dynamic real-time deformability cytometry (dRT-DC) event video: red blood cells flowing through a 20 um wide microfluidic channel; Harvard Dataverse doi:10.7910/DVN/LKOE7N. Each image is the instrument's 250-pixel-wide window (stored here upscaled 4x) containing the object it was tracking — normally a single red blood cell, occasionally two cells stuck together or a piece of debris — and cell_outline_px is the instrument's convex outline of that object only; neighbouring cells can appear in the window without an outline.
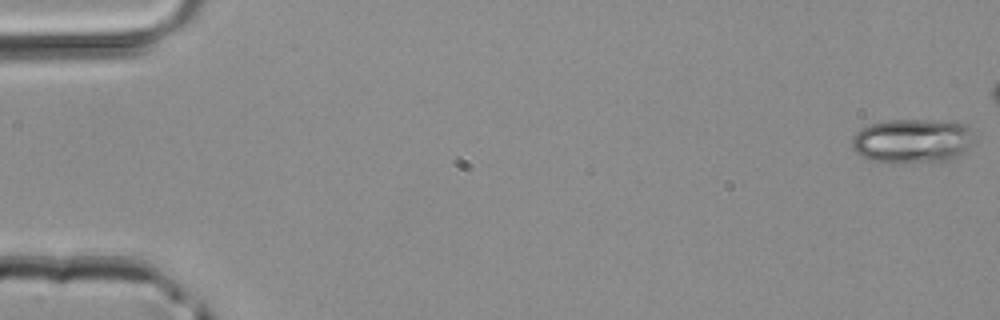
{"species": "common noctule bat (a hibernating species)", "species_latin": "Nyctalus noctula", "temperature_condition": "room temperature", "stored_images_in_passage": 4, "camera_frame_rate_fps": 3000, "um_per_image_px": 0.085, "animal": {"sex": "male", "body_mass_g": 20.4}, "frame": {"image": 1, "passage_image": 1, "time_ms": 0.0, "image_size_px": [1000, 320], "cell_outline_px": [[976, 140], [964, 152], [952, 160], [896, 164], [872, 160], [860, 156], [852, 148], [852, 136], [860, 128], [868, 124], [884, 120], [952, 120], [968, 124]], "centroid_in_image_um": [77.58, 11.97], "position_along_channel_um": 7.4, "area_um2": 32.6}}